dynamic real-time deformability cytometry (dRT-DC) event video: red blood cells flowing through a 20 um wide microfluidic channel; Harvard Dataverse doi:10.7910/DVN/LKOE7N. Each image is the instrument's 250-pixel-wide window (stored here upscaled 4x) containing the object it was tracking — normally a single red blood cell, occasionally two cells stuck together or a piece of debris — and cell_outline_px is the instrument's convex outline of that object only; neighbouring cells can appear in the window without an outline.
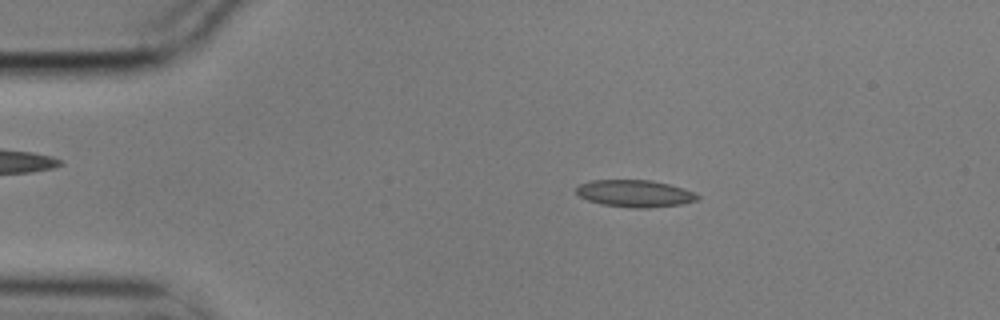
{"species": "common noctule bat (a hibernating species)", "species_latin": "Nyctalus noctula", "temperature_condition": "cold", "stored_images_in_passage": 56, "camera_frame_rate_fps": 3000, "um_per_image_px": 0.085, "animal": {"sex": "male", "body_mass_g": 17.9}, "frame": {"image": 1, "passage_image": 10, "time_ms": 3.0, "image_size_px": [1000, 320], "cell_outline_px": [[700, 200], [680, 204], [648, 208], [632, 208], [600, 204], [588, 200], [580, 196], [576, 192], [576, 188], [580, 184], [592, 180], [648, 180], [668, 184], [684, 188], [700, 196]], "centroid_in_image_um": [53.97, 16.45], "position_along_channel_um": 31.0, "area_um2": 19.07}}
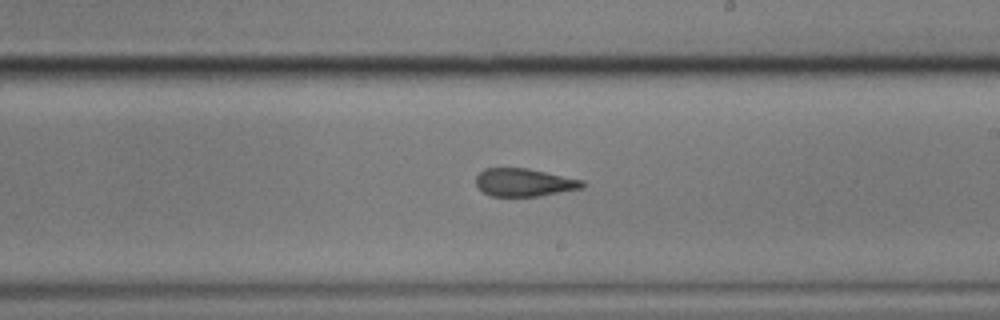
{"frame": {"image": 2, "passage_image": 32, "time_ms": 10.333, "image_size_px": [1000, 320], "cell_outline_px": [[588, 184], [584, 188], [540, 196], [492, 196], [484, 192], [476, 184], [476, 176], [484, 168], [528, 168], [584, 180]], "centroid_in_image_um": [44.62, 15.5], "position_along_channel_um": 244.4, "area_um2": 17.46}}
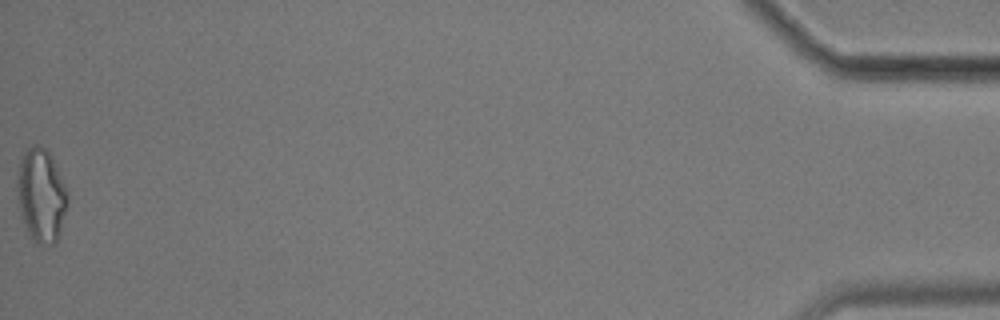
{"frame": {"image": 3, "passage_image": 56, "time_ms": 18.333, "image_size_px": [1000, 320], "cell_outline_px": [[68, 204], [60, 232], [56, 244], [40, 244], [32, 240], [24, 224], [20, 208], [16, 184], [16, 180], [20, 156], [24, 148], [32, 144], [40, 144], [48, 152], [64, 184], [68, 196]], "centroid_in_image_um": [3.48, 16.58], "position_along_channel_um": 431.7, "area_um2": 27.51}, "authors_computed_cell_mechanics": {"area_um2": 18.6116, "velocity_mm_per_s": 3.5397, "shape_relaxation_time_tau1_ms": null, "shape_relaxation_time_tau2_ms": 3.4828, "deformation_change_tau1": null, "deformation_change_tau2": 0.1235}}